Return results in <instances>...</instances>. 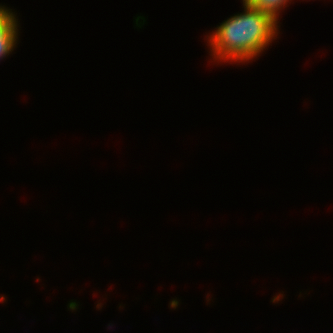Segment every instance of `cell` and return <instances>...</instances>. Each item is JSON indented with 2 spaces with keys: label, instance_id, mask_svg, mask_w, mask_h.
<instances>
[{
  "label": "cell",
  "instance_id": "cell-1",
  "mask_svg": "<svg viewBox=\"0 0 333 333\" xmlns=\"http://www.w3.org/2000/svg\"><path fill=\"white\" fill-rule=\"evenodd\" d=\"M244 13L221 23L209 37L215 59L249 61L260 54L275 35L277 21L269 13L244 3Z\"/></svg>",
  "mask_w": 333,
  "mask_h": 333
},
{
  "label": "cell",
  "instance_id": "cell-2",
  "mask_svg": "<svg viewBox=\"0 0 333 333\" xmlns=\"http://www.w3.org/2000/svg\"><path fill=\"white\" fill-rule=\"evenodd\" d=\"M17 19L15 14L0 6V59L8 56L16 46L18 38Z\"/></svg>",
  "mask_w": 333,
  "mask_h": 333
},
{
  "label": "cell",
  "instance_id": "cell-3",
  "mask_svg": "<svg viewBox=\"0 0 333 333\" xmlns=\"http://www.w3.org/2000/svg\"><path fill=\"white\" fill-rule=\"evenodd\" d=\"M289 0H252L249 4L263 12L269 13L276 20L280 9L286 5Z\"/></svg>",
  "mask_w": 333,
  "mask_h": 333
},
{
  "label": "cell",
  "instance_id": "cell-4",
  "mask_svg": "<svg viewBox=\"0 0 333 333\" xmlns=\"http://www.w3.org/2000/svg\"><path fill=\"white\" fill-rule=\"evenodd\" d=\"M252 0H243V4L244 3H250Z\"/></svg>",
  "mask_w": 333,
  "mask_h": 333
}]
</instances>
